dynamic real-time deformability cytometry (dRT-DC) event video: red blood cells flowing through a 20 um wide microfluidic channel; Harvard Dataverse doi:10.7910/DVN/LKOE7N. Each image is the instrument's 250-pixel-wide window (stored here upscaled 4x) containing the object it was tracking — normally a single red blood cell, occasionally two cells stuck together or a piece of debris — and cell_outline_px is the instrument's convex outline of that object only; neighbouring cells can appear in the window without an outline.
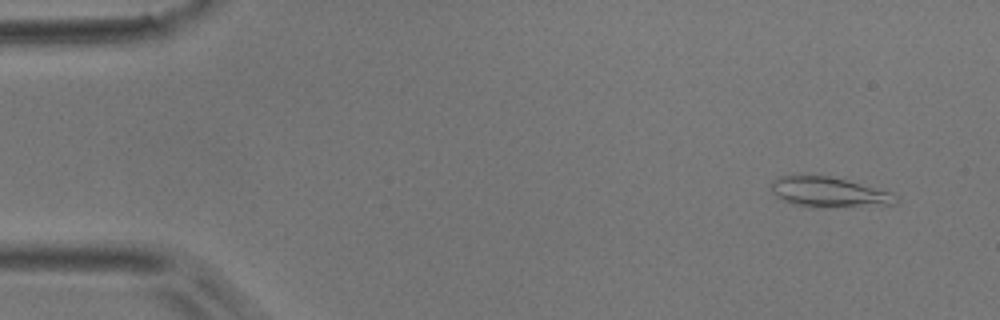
{"species": "common noctule bat (a hibernating species)", "species_latin": "Nyctalus noctula", "temperature_condition": "room temperature", "stored_images_in_passage": 52, "camera_frame_rate_fps": 3000, "um_per_image_px": 0.085, "animal": {"sex": "male", "body_mass_g": 17.9}, "frame": {"image": 1, "passage_image": 4, "time_ms": 1.0, "image_size_px": [1000, 320], "cell_outline_px": [[900, 196], [896, 204], [824, 208], [812, 208], [796, 204], [784, 200], [776, 196], [772, 192], [768, 184], [772, 180], [780, 176], [832, 176], [892, 192]], "centroid_in_image_um": [70.47, 16.35], "position_along_channel_um": 14.5, "area_um2": 22.14}}
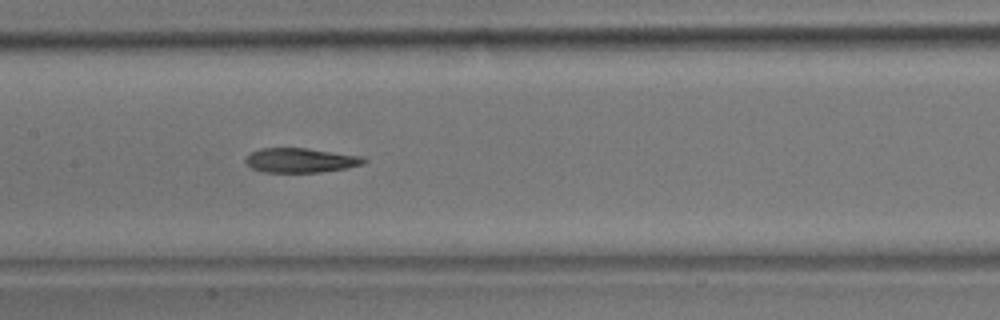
{"frame": {"image": 2, "passage_image": 25, "time_ms": 8.0, "image_size_px": [1000, 320], "cell_outline_px": [[368, 160], [364, 164], [348, 168], [316, 172], [260, 172], [252, 168], [244, 160], [252, 152], [260, 148], [308, 148], [364, 156]], "centroid_in_image_um": [25.6, 13.62], "position_along_channel_um": 181.8, "area_um2": 16.99}}
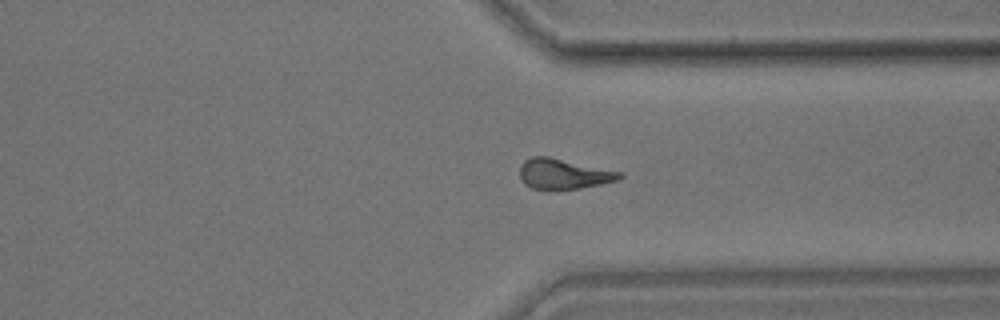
{"frame": {"image": 3, "passage_image": 39, "time_ms": 12.667, "image_size_px": [1000, 320], "cell_outline_px": [[624, 176], [616, 180], [600, 184], [580, 188], [548, 192], [532, 188], [524, 184], [520, 180], [520, 164], [524, 160], [532, 156], [548, 156], [624, 172]], "centroid_in_image_um": [47.86, 14.8], "position_along_channel_um": 363.5, "area_um2": 18.21}, "authors_computed_cell_mechanics": {"area_um2": 17.8602, "velocity_mm_per_s": 3.9011, "shape_relaxation_time_tau1_ms": 6.4741, "shape_relaxation_time_tau2_ms": 3.4991, "deformation_change_tau1": 0.1822, "deformation_change_tau2": 0.1242}}